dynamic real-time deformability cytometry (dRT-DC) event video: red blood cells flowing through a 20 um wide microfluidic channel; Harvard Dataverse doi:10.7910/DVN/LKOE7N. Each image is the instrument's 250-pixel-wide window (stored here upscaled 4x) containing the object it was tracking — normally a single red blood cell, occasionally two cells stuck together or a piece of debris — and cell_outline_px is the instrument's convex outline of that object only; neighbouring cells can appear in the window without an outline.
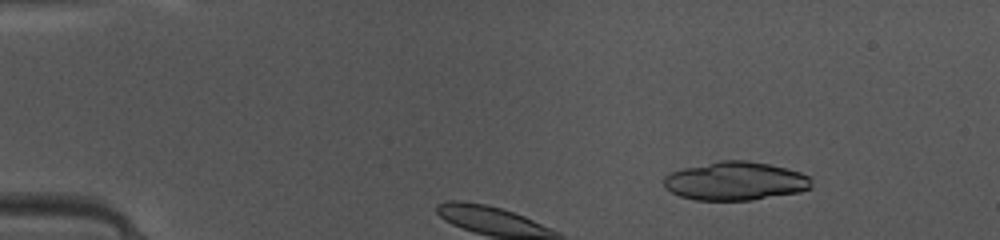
{"species": "common noctule bat (a hibernating species)", "species_latin": "Nyctalus noctula", "temperature_condition": "warm", "stored_images_in_passage": 10, "camera_frame_rate_fps": 3000, "um_per_image_px": 0.085, "animal": {"sex": "female", "body_mass_g": 10.0, "forearm_length_mm": 53.1}, "frame": {"image": 1, "passage_image": 7, "time_ms": 2.0, "image_size_px": [1000, 240], "cell_outline_px": [[812, 188], [800, 192], [752, 200], [696, 200], [680, 196], [672, 192], [664, 184], [664, 176], [672, 172], [684, 168], [720, 160], [748, 160], [768, 164], [800, 172], [808, 176], [812, 180]], "centroid_in_image_um": [62.54, 15.39], "position_along_channel_um": 22.5, "area_um2": 33.06}}